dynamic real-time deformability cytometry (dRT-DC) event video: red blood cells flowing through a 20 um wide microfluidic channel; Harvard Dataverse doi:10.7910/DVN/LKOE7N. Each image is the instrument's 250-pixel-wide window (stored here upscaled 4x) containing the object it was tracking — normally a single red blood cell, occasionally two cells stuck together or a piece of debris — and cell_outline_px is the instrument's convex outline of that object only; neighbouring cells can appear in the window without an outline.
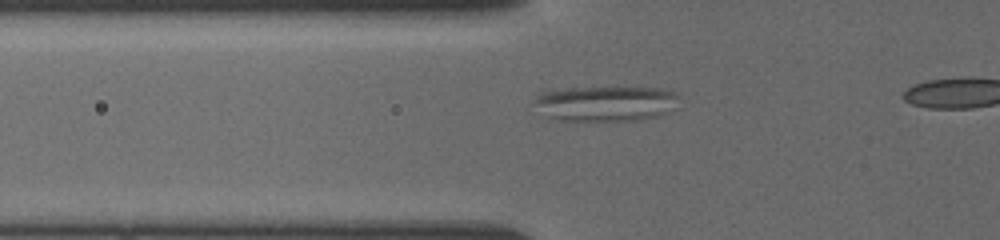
{"species": "common noctule bat (a hibernating species)", "species_latin": "Nyctalus noctula", "temperature_condition": "cold", "stored_images_in_passage": 29, "segment_of_instrument_passage": [1, 2], "camera_frame_rate_fps": 3000, "um_per_image_px": 0.085, "animal": {"sex": "female", "body_mass_g": 19.5, "forearm_length_mm": 54.1}, "frame": {"image": 1, "passage_image": 13, "time_ms": 5.0, "image_size_px": [1000, 240], "cell_outline_px": [[676, 96], [656, 116], [640, 120], [560, 120], [548, 116], [536, 100], [540, 88], [656, 88], [672, 92]], "centroid_in_image_um": [51.29, 8.77], "position_along_channel_um": 74.5, "area_um2": 28.32}}
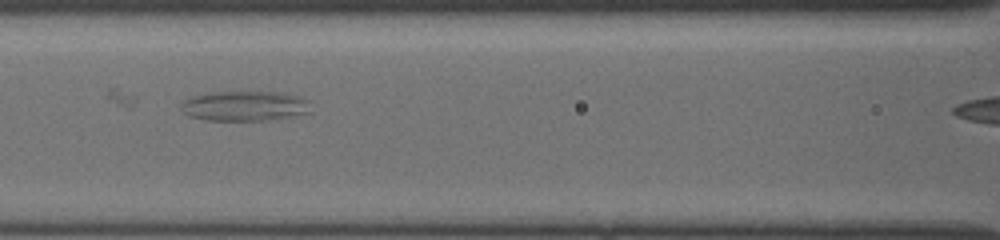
{"frame": {"image": 2, "passage_image": 20, "time_ms": 7.0, "image_size_px": [1000, 240], "cell_outline_px": [[304, 112], [288, 116], [260, 120], [204, 120], [188, 116], [180, 108], [180, 104], [184, 100], [192, 96], [216, 92], [252, 88], [284, 92], [296, 96], [304, 100]], "centroid_in_image_um": [20.63, 8.94], "position_along_channel_um": 146.0, "area_um2": 22.77}}
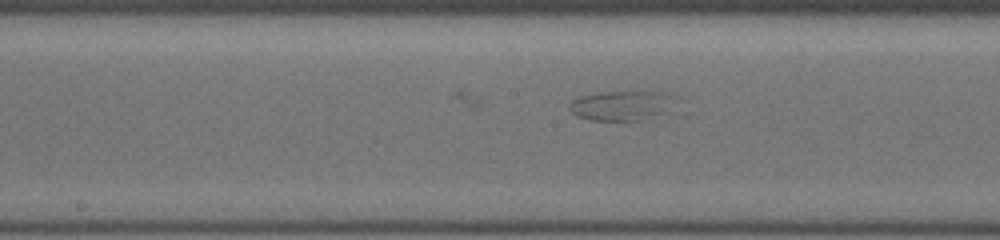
{"frame": {"image": 3, "passage_image": 26, "time_ms": 8.333, "image_size_px": [1000, 240], "cell_outline_px": [[680, 96], [668, 112], [636, 120], [592, 120], [576, 116], [568, 108], [568, 104], [572, 100], [580, 96], [600, 92], [640, 88], [644, 88], [668, 92]], "centroid_in_image_um": [52.95, 8.88], "position_along_channel_um": 195.2, "area_um2": 19.59}}